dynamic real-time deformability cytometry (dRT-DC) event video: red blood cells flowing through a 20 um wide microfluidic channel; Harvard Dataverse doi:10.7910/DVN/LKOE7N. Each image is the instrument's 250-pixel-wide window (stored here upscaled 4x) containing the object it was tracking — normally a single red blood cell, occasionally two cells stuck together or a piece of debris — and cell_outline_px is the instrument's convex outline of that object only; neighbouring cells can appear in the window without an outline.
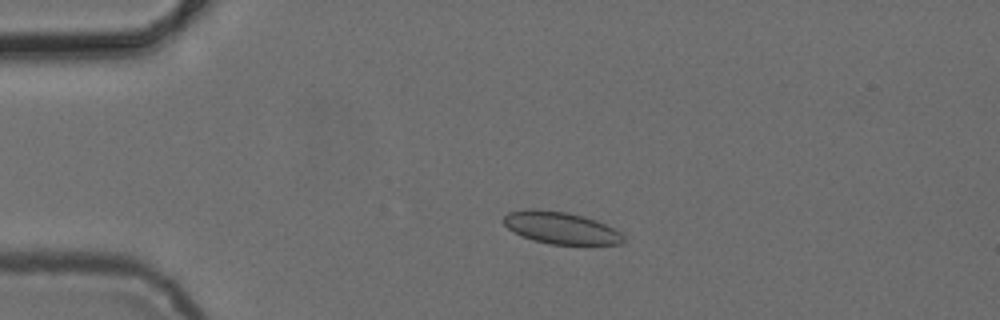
{"species": "common noctule bat (a hibernating species)", "species_latin": "Nyctalus noctula", "temperature_condition": "cold", "stored_images_in_passage": 3, "camera_frame_rate_fps": 3000, "um_per_image_px": 0.085, "animal": {"sex": "female", "body_mass_g": 24.6, "forearm_length_mm": 56.2}, "frame": {"image": 1, "passage_image": 2, "time_ms": 2.0, "image_size_px": [1000, 320], "cell_outline_px": [[624, 244], [548, 244], [532, 240], [520, 236], [508, 228], [500, 220], [508, 212], [532, 208], [536, 208], [564, 212], [584, 216], [596, 220], [620, 232], [624, 236]], "centroid_in_image_um": [47.62, 19.36], "position_along_channel_um": 37.4, "area_um2": 22.48}}